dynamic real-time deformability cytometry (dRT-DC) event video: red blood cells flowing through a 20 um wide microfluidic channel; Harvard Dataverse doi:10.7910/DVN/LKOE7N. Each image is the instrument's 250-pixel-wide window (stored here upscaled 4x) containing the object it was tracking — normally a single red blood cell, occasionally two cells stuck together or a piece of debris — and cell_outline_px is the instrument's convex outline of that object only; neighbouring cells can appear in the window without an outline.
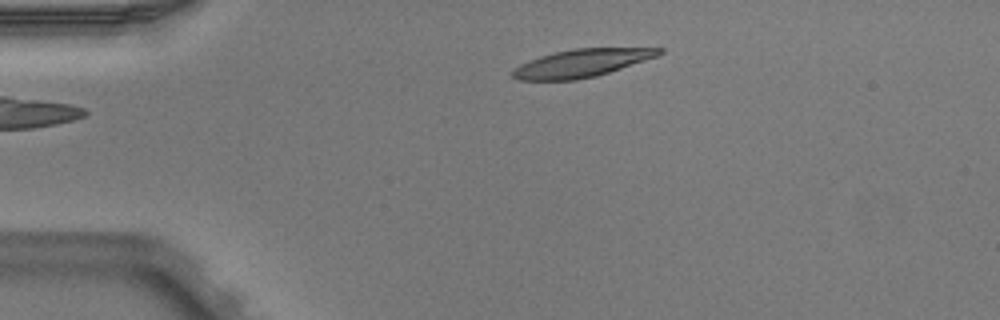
{"species": "Egyptian fruit bat (a non-hibernating species)", "species_latin": "Rousettus aegyptiacus", "temperature_condition": "warm", "stored_images_in_passage": 3, "camera_frame_rate_fps": 3000, "um_per_image_px": 0.085, "animal": {"sex": "male"}, "frame": {"image": 1, "passage_image": 3, "time_ms": 0.667, "image_size_px": [1000, 320], "cell_outline_px": [[664, 52], [656, 56], [596, 76], [576, 80], [516, 80], [512, 76], [512, 72], [520, 64], [528, 60], [540, 56], [556, 52], [576, 48], [664, 48]], "centroid_in_image_um": [49.4, 5.37], "position_along_channel_um": 35.6, "area_um2": 23.41}}